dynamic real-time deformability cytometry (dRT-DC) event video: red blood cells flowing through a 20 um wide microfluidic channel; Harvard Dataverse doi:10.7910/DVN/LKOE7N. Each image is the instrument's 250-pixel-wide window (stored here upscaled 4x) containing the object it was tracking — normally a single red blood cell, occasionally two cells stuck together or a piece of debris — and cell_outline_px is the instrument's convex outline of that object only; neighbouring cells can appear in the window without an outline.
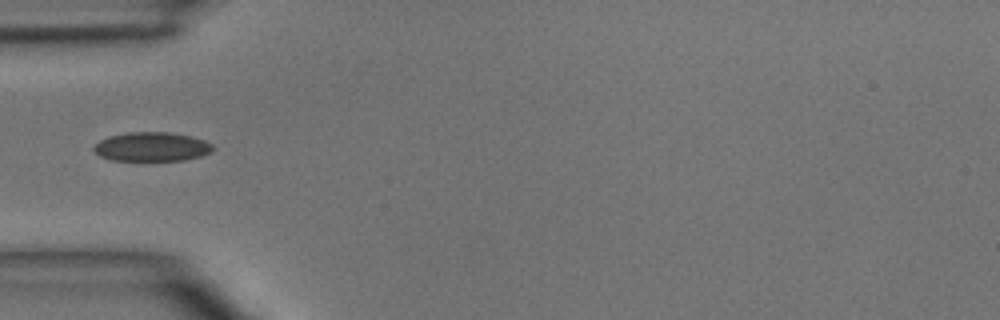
{"species": "common noctule bat (a hibernating species)", "species_latin": "Nyctalus noctula", "temperature_condition": "room temperature", "stored_images_in_passage": 5, "camera_frame_rate_fps": 3000, "um_per_image_px": 0.085, "animal": {"sex": "male", "body_mass_g": 15.6}, "frame": {"image": 1, "passage_image": 3, "time_ms": 2.667, "image_size_px": [1000, 320], "cell_outline_px": [[216, 148], [212, 152], [200, 156], [184, 160], [112, 160], [100, 156], [92, 148], [100, 140], [108, 136], [128, 132], [168, 132], [192, 136], [204, 140], [212, 144]], "centroid_in_image_um": [12.93, 12.46], "position_along_channel_um": 72.1, "area_um2": 20.23}}